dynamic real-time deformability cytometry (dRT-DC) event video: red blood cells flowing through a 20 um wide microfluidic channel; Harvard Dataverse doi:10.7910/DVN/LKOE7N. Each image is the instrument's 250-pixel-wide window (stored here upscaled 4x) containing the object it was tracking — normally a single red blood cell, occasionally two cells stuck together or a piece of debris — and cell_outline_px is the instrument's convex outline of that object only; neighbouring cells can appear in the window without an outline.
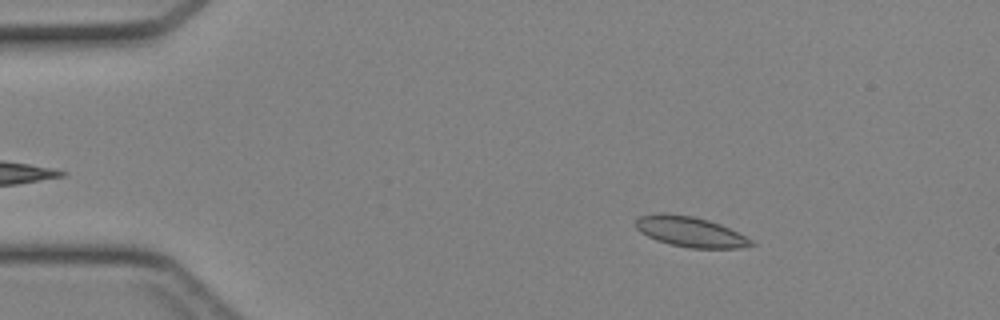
{"species": "Egyptian fruit bat (a non-hibernating species)", "species_latin": "Rousettus aegyptiacus", "temperature_condition": "cold", "stored_images_in_passage": 44, "camera_frame_rate_fps": 3000, "um_per_image_px": 0.085, "animal": {"sex": "female"}, "frame": {"image": 1, "passage_image": 7, "time_ms": 2.0, "image_size_px": [1000, 320], "cell_outline_px": [[756, 244], [740, 248], [688, 248], [656, 240], [640, 232], [636, 228], [636, 220], [640, 216], [656, 212], [668, 212], [692, 216], [708, 220], [720, 224], [752, 240]], "centroid_in_image_um": [58.63, 19.68], "position_along_channel_um": 26.4, "area_um2": 20.35}}
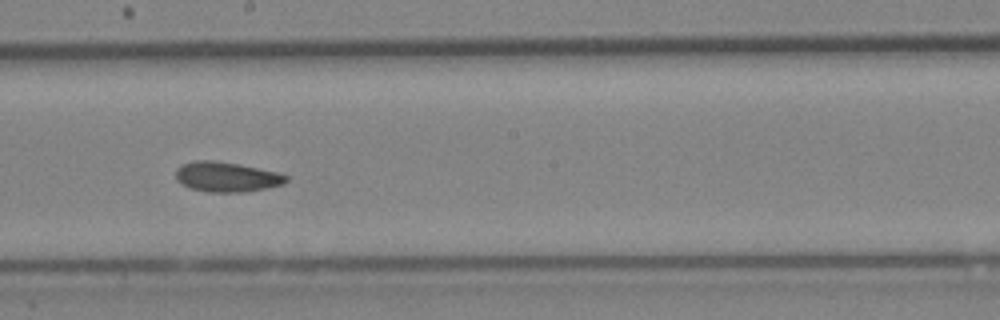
{"frame": {"image": 2, "passage_image": 25, "time_ms": 8.0, "image_size_px": [1000, 320], "cell_outline_px": [[288, 180], [284, 184], [244, 192], [208, 192], [192, 188], [180, 184], [176, 180], [176, 168], [180, 164], [196, 160], [212, 160], [236, 164], [276, 172], [288, 176]], "centroid_in_image_um": [19.21, 15.03], "position_along_channel_um": 229.0, "area_um2": 19.13}}
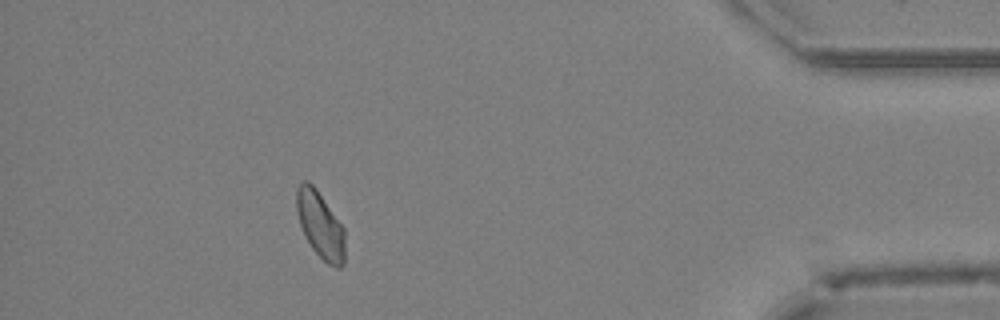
{"frame": {"image": 3, "passage_image": 40, "time_ms": 13.0, "image_size_px": [1000, 320], "cell_outline_px": [[344, 264], [340, 268], [336, 268], [328, 264], [312, 248], [300, 224], [296, 212], [296, 188], [304, 180], [308, 180], [316, 188], [344, 228]], "centroid_in_image_um": [27.22, 19.1], "position_along_channel_um": 408.0, "area_um2": 18.61}}